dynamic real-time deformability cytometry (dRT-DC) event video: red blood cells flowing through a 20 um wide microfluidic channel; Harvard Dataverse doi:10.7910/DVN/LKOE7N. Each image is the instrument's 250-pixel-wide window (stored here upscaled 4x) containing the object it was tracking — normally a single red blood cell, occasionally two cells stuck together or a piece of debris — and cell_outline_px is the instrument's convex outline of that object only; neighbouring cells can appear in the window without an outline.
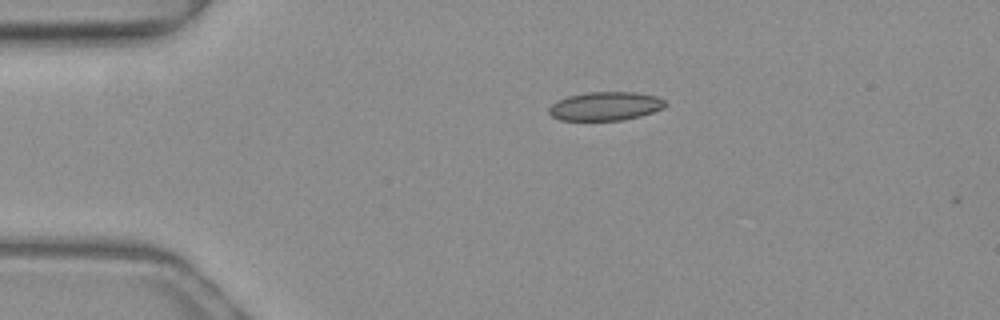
{"species": "common noctule bat (a hibernating species)", "species_latin": "Nyctalus noctula", "temperature_condition": "warm", "stored_images_in_passage": 3, "camera_frame_rate_fps": 3000, "um_per_image_px": 0.085, "animal": {"sex": "female", "body_mass_g": 19.3, "forearm_length_mm": 54.1}, "frame": {"image": 1, "passage_image": 1, "time_ms": 0.0, "image_size_px": [1000, 320], "cell_outline_px": [[668, 104], [664, 108], [640, 116], [624, 120], [560, 120], [552, 116], [548, 112], [548, 108], [556, 100], [568, 96], [588, 92], [636, 92], [656, 96], [664, 100]], "centroid_in_image_um": [51.46, 9.02], "position_along_channel_um": 33.5, "area_um2": 19.54}}